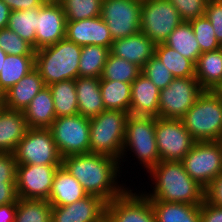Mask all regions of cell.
I'll use <instances>...</instances> for the list:
<instances>
[{"mask_svg":"<svg viewBox=\"0 0 222 222\" xmlns=\"http://www.w3.org/2000/svg\"><path fill=\"white\" fill-rule=\"evenodd\" d=\"M100 92L107 110L129 113L131 103V83L100 80Z\"/></svg>","mask_w":222,"mask_h":222,"instance_id":"cell-31","label":"cell"},{"mask_svg":"<svg viewBox=\"0 0 222 222\" xmlns=\"http://www.w3.org/2000/svg\"><path fill=\"white\" fill-rule=\"evenodd\" d=\"M181 162L188 175L205 189L222 172V141L195 142Z\"/></svg>","mask_w":222,"mask_h":222,"instance_id":"cell-9","label":"cell"},{"mask_svg":"<svg viewBox=\"0 0 222 222\" xmlns=\"http://www.w3.org/2000/svg\"><path fill=\"white\" fill-rule=\"evenodd\" d=\"M155 46L156 44L140 31L134 35L114 40L110 53L116 57L126 59L142 69L155 54Z\"/></svg>","mask_w":222,"mask_h":222,"instance_id":"cell-20","label":"cell"},{"mask_svg":"<svg viewBox=\"0 0 222 222\" xmlns=\"http://www.w3.org/2000/svg\"><path fill=\"white\" fill-rule=\"evenodd\" d=\"M27 130L23 111L0 108V153H13Z\"/></svg>","mask_w":222,"mask_h":222,"instance_id":"cell-21","label":"cell"},{"mask_svg":"<svg viewBox=\"0 0 222 222\" xmlns=\"http://www.w3.org/2000/svg\"><path fill=\"white\" fill-rule=\"evenodd\" d=\"M142 0H103L101 18L111 37L122 39L140 32Z\"/></svg>","mask_w":222,"mask_h":222,"instance_id":"cell-13","label":"cell"},{"mask_svg":"<svg viewBox=\"0 0 222 222\" xmlns=\"http://www.w3.org/2000/svg\"><path fill=\"white\" fill-rule=\"evenodd\" d=\"M17 202L0 205V222H14Z\"/></svg>","mask_w":222,"mask_h":222,"instance_id":"cell-48","label":"cell"},{"mask_svg":"<svg viewBox=\"0 0 222 222\" xmlns=\"http://www.w3.org/2000/svg\"><path fill=\"white\" fill-rule=\"evenodd\" d=\"M0 48L11 55H35L33 47L8 27L0 29Z\"/></svg>","mask_w":222,"mask_h":222,"instance_id":"cell-39","label":"cell"},{"mask_svg":"<svg viewBox=\"0 0 222 222\" xmlns=\"http://www.w3.org/2000/svg\"><path fill=\"white\" fill-rule=\"evenodd\" d=\"M181 120L196 142L222 140V101L212 90H204Z\"/></svg>","mask_w":222,"mask_h":222,"instance_id":"cell-5","label":"cell"},{"mask_svg":"<svg viewBox=\"0 0 222 222\" xmlns=\"http://www.w3.org/2000/svg\"><path fill=\"white\" fill-rule=\"evenodd\" d=\"M195 78L203 90H214L222 82V47L199 56Z\"/></svg>","mask_w":222,"mask_h":222,"instance_id":"cell-26","label":"cell"},{"mask_svg":"<svg viewBox=\"0 0 222 222\" xmlns=\"http://www.w3.org/2000/svg\"><path fill=\"white\" fill-rule=\"evenodd\" d=\"M141 68L109 53L100 80L132 83L140 74Z\"/></svg>","mask_w":222,"mask_h":222,"instance_id":"cell-36","label":"cell"},{"mask_svg":"<svg viewBox=\"0 0 222 222\" xmlns=\"http://www.w3.org/2000/svg\"><path fill=\"white\" fill-rule=\"evenodd\" d=\"M177 9L182 22L204 16L208 0H169Z\"/></svg>","mask_w":222,"mask_h":222,"instance_id":"cell-41","label":"cell"},{"mask_svg":"<svg viewBox=\"0 0 222 222\" xmlns=\"http://www.w3.org/2000/svg\"><path fill=\"white\" fill-rule=\"evenodd\" d=\"M18 201L16 182H0V205Z\"/></svg>","mask_w":222,"mask_h":222,"instance_id":"cell-46","label":"cell"},{"mask_svg":"<svg viewBox=\"0 0 222 222\" xmlns=\"http://www.w3.org/2000/svg\"><path fill=\"white\" fill-rule=\"evenodd\" d=\"M13 155L17 165H62L49 128H28Z\"/></svg>","mask_w":222,"mask_h":222,"instance_id":"cell-7","label":"cell"},{"mask_svg":"<svg viewBox=\"0 0 222 222\" xmlns=\"http://www.w3.org/2000/svg\"><path fill=\"white\" fill-rule=\"evenodd\" d=\"M107 202L100 197L87 195L64 206H52L51 222H104Z\"/></svg>","mask_w":222,"mask_h":222,"instance_id":"cell-17","label":"cell"},{"mask_svg":"<svg viewBox=\"0 0 222 222\" xmlns=\"http://www.w3.org/2000/svg\"><path fill=\"white\" fill-rule=\"evenodd\" d=\"M204 200L222 207V172L204 189Z\"/></svg>","mask_w":222,"mask_h":222,"instance_id":"cell-44","label":"cell"},{"mask_svg":"<svg viewBox=\"0 0 222 222\" xmlns=\"http://www.w3.org/2000/svg\"><path fill=\"white\" fill-rule=\"evenodd\" d=\"M66 21H78L101 16L103 0H57Z\"/></svg>","mask_w":222,"mask_h":222,"instance_id":"cell-37","label":"cell"},{"mask_svg":"<svg viewBox=\"0 0 222 222\" xmlns=\"http://www.w3.org/2000/svg\"><path fill=\"white\" fill-rule=\"evenodd\" d=\"M164 44L176 50L194 64H196L199 56L202 54L200 45L189 22H182L176 27L164 41Z\"/></svg>","mask_w":222,"mask_h":222,"instance_id":"cell-29","label":"cell"},{"mask_svg":"<svg viewBox=\"0 0 222 222\" xmlns=\"http://www.w3.org/2000/svg\"><path fill=\"white\" fill-rule=\"evenodd\" d=\"M38 13L39 7L26 10L11 11L7 26L23 40L28 42L35 51Z\"/></svg>","mask_w":222,"mask_h":222,"instance_id":"cell-32","label":"cell"},{"mask_svg":"<svg viewBox=\"0 0 222 222\" xmlns=\"http://www.w3.org/2000/svg\"><path fill=\"white\" fill-rule=\"evenodd\" d=\"M160 89L144 74L131 83V103L129 114L144 117H159Z\"/></svg>","mask_w":222,"mask_h":222,"instance_id":"cell-19","label":"cell"},{"mask_svg":"<svg viewBox=\"0 0 222 222\" xmlns=\"http://www.w3.org/2000/svg\"><path fill=\"white\" fill-rule=\"evenodd\" d=\"M82 46L64 38L35 51V69L46 86L79 77Z\"/></svg>","mask_w":222,"mask_h":222,"instance_id":"cell-3","label":"cell"},{"mask_svg":"<svg viewBox=\"0 0 222 222\" xmlns=\"http://www.w3.org/2000/svg\"><path fill=\"white\" fill-rule=\"evenodd\" d=\"M156 222H200V205L150 201Z\"/></svg>","mask_w":222,"mask_h":222,"instance_id":"cell-27","label":"cell"},{"mask_svg":"<svg viewBox=\"0 0 222 222\" xmlns=\"http://www.w3.org/2000/svg\"><path fill=\"white\" fill-rule=\"evenodd\" d=\"M75 86L80 115L91 119L106 110L100 92V78L77 77Z\"/></svg>","mask_w":222,"mask_h":222,"instance_id":"cell-23","label":"cell"},{"mask_svg":"<svg viewBox=\"0 0 222 222\" xmlns=\"http://www.w3.org/2000/svg\"><path fill=\"white\" fill-rule=\"evenodd\" d=\"M35 69V55L7 54L0 71V88L6 92Z\"/></svg>","mask_w":222,"mask_h":222,"instance_id":"cell-28","label":"cell"},{"mask_svg":"<svg viewBox=\"0 0 222 222\" xmlns=\"http://www.w3.org/2000/svg\"><path fill=\"white\" fill-rule=\"evenodd\" d=\"M65 38L79 46L98 45L111 49L113 43L107 24L101 16L66 21Z\"/></svg>","mask_w":222,"mask_h":222,"instance_id":"cell-18","label":"cell"},{"mask_svg":"<svg viewBox=\"0 0 222 222\" xmlns=\"http://www.w3.org/2000/svg\"><path fill=\"white\" fill-rule=\"evenodd\" d=\"M48 87L52 93L56 118L79 114L75 80L56 82Z\"/></svg>","mask_w":222,"mask_h":222,"instance_id":"cell-30","label":"cell"},{"mask_svg":"<svg viewBox=\"0 0 222 222\" xmlns=\"http://www.w3.org/2000/svg\"><path fill=\"white\" fill-rule=\"evenodd\" d=\"M200 222H222V207L214 206L204 200L200 205Z\"/></svg>","mask_w":222,"mask_h":222,"instance_id":"cell-45","label":"cell"},{"mask_svg":"<svg viewBox=\"0 0 222 222\" xmlns=\"http://www.w3.org/2000/svg\"><path fill=\"white\" fill-rule=\"evenodd\" d=\"M141 73L160 90L166 88L174 79L171 71L155 55L142 67Z\"/></svg>","mask_w":222,"mask_h":222,"instance_id":"cell-40","label":"cell"},{"mask_svg":"<svg viewBox=\"0 0 222 222\" xmlns=\"http://www.w3.org/2000/svg\"><path fill=\"white\" fill-rule=\"evenodd\" d=\"M155 121V117L128 116L120 159L121 172L123 171V163L128 161L126 158H129L127 156L131 153H133L132 157L137 159V163L142 168L144 167L143 169L146 170V173L160 162L155 136Z\"/></svg>","mask_w":222,"mask_h":222,"instance_id":"cell-4","label":"cell"},{"mask_svg":"<svg viewBox=\"0 0 222 222\" xmlns=\"http://www.w3.org/2000/svg\"><path fill=\"white\" fill-rule=\"evenodd\" d=\"M62 166L79 181L88 195L100 197L107 203L130 187L120 183V161L110 156L95 153L69 155L62 158Z\"/></svg>","mask_w":222,"mask_h":222,"instance_id":"cell-1","label":"cell"},{"mask_svg":"<svg viewBox=\"0 0 222 222\" xmlns=\"http://www.w3.org/2000/svg\"><path fill=\"white\" fill-rule=\"evenodd\" d=\"M66 18L57 0H47L37 16L36 50L53 45L65 38Z\"/></svg>","mask_w":222,"mask_h":222,"instance_id":"cell-16","label":"cell"},{"mask_svg":"<svg viewBox=\"0 0 222 222\" xmlns=\"http://www.w3.org/2000/svg\"><path fill=\"white\" fill-rule=\"evenodd\" d=\"M155 136L160 161H182L196 142L181 119L157 117Z\"/></svg>","mask_w":222,"mask_h":222,"instance_id":"cell-11","label":"cell"},{"mask_svg":"<svg viewBox=\"0 0 222 222\" xmlns=\"http://www.w3.org/2000/svg\"><path fill=\"white\" fill-rule=\"evenodd\" d=\"M147 173L150 174L147 177L152 182V185L149 184L151 188L148 193L147 191H140L150 201L192 205L203 203L204 188L188 175L181 161H160Z\"/></svg>","mask_w":222,"mask_h":222,"instance_id":"cell-2","label":"cell"},{"mask_svg":"<svg viewBox=\"0 0 222 222\" xmlns=\"http://www.w3.org/2000/svg\"><path fill=\"white\" fill-rule=\"evenodd\" d=\"M129 115L124 111L106 109L91 118L90 153L110 156L120 161Z\"/></svg>","mask_w":222,"mask_h":222,"instance_id":"cell-6","label":"cell"},{"mask_svg":"<svg viewBox=\"0 0 222 222\" xmlns=\"http://www.w3.org/2000/svg\"><path fill=\"white\" fill-rule=\"evenodd\" d=\"M16 167L13 153H0V182H16Z\"/></svg>","mask_w":222,"mask_h":222,"instance_id":"cell-43","label":"cell"},{"mask_svg":"<svg viewBox=\"0 0 222 222\" xmlns=\"http://www.w3.org/2000/svg\"><path fill=\"white\" fill-rule=\"evenodd\" d=\"M204 15L211 22L216 38L222 45V0H208Z\"/></svg>","mask_w":222,"mask_h":222,"instance_id":"cell-42","label":"cell"},{"mask_svg":"<svg viewBox=\"0 0 222 222\" xmlns=\"http://www.w3.org/2000/svg\"><path fill=\"white\" fill-rule=\"evenodd\" d=\"M7 54L6 52H4L1 48H0V71H1V68L3 66V63H4V60L6 58Z\"/></svg>","mask_w":222,"mask_h":222,"instance_id":"cell-51","label":"cell"},{"mask_svg":"<svg viewBox=\"0 0 222 222\" xmlns=\"http://www.w3.org/2000/svg\"><path fill=\"white\" fill-rule=\"evenodd\" d=\"M10 12L11 10L7 4L0 0V29L8 26Z\"/></svg>","mask_w":222,"mask_h":222,"instance_id":"cell-49","label":"cell"},{"mask_svg":"<svg viewBox=\"0 0 222 222\" xmlns=\"http://www.w3.org/2000/svg\"><path fill=\"white\" fill-rule=\"evenodd\" d=\"M189 23L192 26L202 53L217 50L222 47L216 38L211 22L205 15L197 17Z\"/></svg>","mask_w":222,"mask_h":222,"instance_id":"cell-38","label":"cell"},{"mask_svg":"<svg viewBox=\"0 0 222 222\" xmlns=\"http://www.w3.org/2000/svg\"><path fill=\"white\" fill-rule=\"evenodd\" d=\"M49 129L62 158L90 153V119L80 114L61 116Z\"/></svg>","mask_w":222,"mask_h":222,"instance_id":"cell-8","label":"cell"},{"mask_svg":"<svg viewBox=\"0 0 222 222\" xmlns=\"http://www.w3.org/2000/svg\"><path fill=\"white\" fill-rule=\"evenodd\" d=\"M174 78L195 77V64L164 43L155 46V54Z\"/></svg>","mask_w":222,"mask_h":222,"instance_id":"cell-34","label":"cell"},{"mask_svg":"<svg viewBox=\"0 0 222 222\" xmlns=\"http://www.w3.org/2000/svg\"><path fill=\"white\" fill-rule=\"evenodd\" d=\"M203 91L195 77L174 78L160 90L159 117L181 119Z\"/></svg>","mask_w":222,"mask_h":222,"instance_id":"cell-12","label":"cell"},{"mask_svg":"<svg viewBox=\"0 0 222 222\" xmlns=\"http://www.w3.org/2000/svg\"><path fill=\"white\" fill-rule=\"evenodd\" d=\"M87 195L79 181L63 166H60L56 170L52 190L47 201L51 206H64L83 199Z\"/></svg>","mask_w":222,"mask_h":222,"instance_id":"cell-24","label":"cell"},{"mask_svg":"<svg viewBox=\"0 0 222 222\" xmlns=\"http://www.w3.org/2000/svg\"><path fill=\"white\" fill-rule=\"evenodd\" d=\"M4 107V91L0 88V108Z\"/></svg>","mask_w":222,"mask_h":222,"instance_id":"cell-52","label":"cell"},{"mask_svg":"<svg viewBox=\"0 0 222 222\" xmlns=\"http://www.w3.org/2000/svg\"><path fill=\"white\" fill-rule=\"evenodd\" d=\"M181 23L176 7L169 0H142L140 31L155 44L164 43Z\"/></svg>","mask_w":222,"mask_h":222,"instance_id":"cell-10","label":"cell"},{"mask_svg":"<svg viewBox=\"0 0 222 222\" xmlns=\"http://www.w3.org/2000/svg\"><path fill=\"white\" fill-rule=\"evenodd\" d=\"M51 210L47 200L18 198L14 222H51Z\"/></svg>","mask_w":222,"mask_h":222,"instance_id":"cell-35","label":"cell"},{"mask_svg":"<svg viewBox=\"0 0 222 222\" xmlns=\"http://www.w3.org/2000/svg\"><path fill=\"white\" fill-rule=\"evenodd\" d=\"M222 101V82L214 89L212 90Z\"/></svg>","mask_w":222,"mask_h":222,"instance_id":"cell-50","label":"cell"},{"mask_svg":"<svg viewBox=\"0 0 222 222\" xmlns=\"http://www.w3.org/2000/svg\"><path fill=\"white\" fill-rule=\"evenodd\" d=\"M110 49L98 45L82 46L79 77L101 78Z\"/></svg>","mask_w":222,"mask_h":222,"instance_id":"cell-33","label":"cell"},{"mask_svg":"<svg viewBox=\"0 0 222 222\" xmlns=\"http://www.w3.org/2000/svg\"><path fill=\"white\" fill-rule=\"evenodd\" d=\"M23 112L28 128H49L56 119L49 87L42 88Z\"/></svg>","mask_w":222,"mask_h":222,"instance_id":"cell-25","label":"cell"},{"mask_svg":"<svg viewBox=\"0 0 222 222\" xmlns=\"http://www.w3.org/2000/svg\"><path fill=\"white\" fill-rule=\"evenodd\" d=\"M60 166L62 165H17L18 198L48 200L56 170Z\"/></svg>","mask_w":222,"mask_h":222,"instance_id":"cell-15","label":"cell"},{"mask_svg":"<svg viewBox=\"0 0 222 222\" xmlns=\"http://www.w3.org/2000/svg\"><path fill=\"white\" fill-rule=\"evenodd\" d=\"M11 11L41 7L47 0H2Z\"/></svg>","mask_w":222,"mask_h":222,"instance_id":"cell-47","label":"cell"},{"mask_svg":"<svg viewBox=\"0 0 222 222\" xmlns=\"http://www.w3.org/2000/svg\"><path fill=\"white\" fill-rule=\"evenodd\" d=\"M46 85L36 69L4 92V107L23 111Z\"/></svg>","mask_w":222,"mask_h":222,"instance_id":"cell-22","label":"cell"},{"mask_svg":"<svg viewBox=\"0 0 222 222\" xmlns=\"http://www.w3.org/2000/svg\"><path fill=\"white\" fill-rule=\"evenodd\" d=\"M128 188L106 205L107 222H156L150 199L141 191Z\"/></svg>","mask_w":222,"mask_h":222,"instance_id":"cell-14","label":"cell"}]
</instances>
